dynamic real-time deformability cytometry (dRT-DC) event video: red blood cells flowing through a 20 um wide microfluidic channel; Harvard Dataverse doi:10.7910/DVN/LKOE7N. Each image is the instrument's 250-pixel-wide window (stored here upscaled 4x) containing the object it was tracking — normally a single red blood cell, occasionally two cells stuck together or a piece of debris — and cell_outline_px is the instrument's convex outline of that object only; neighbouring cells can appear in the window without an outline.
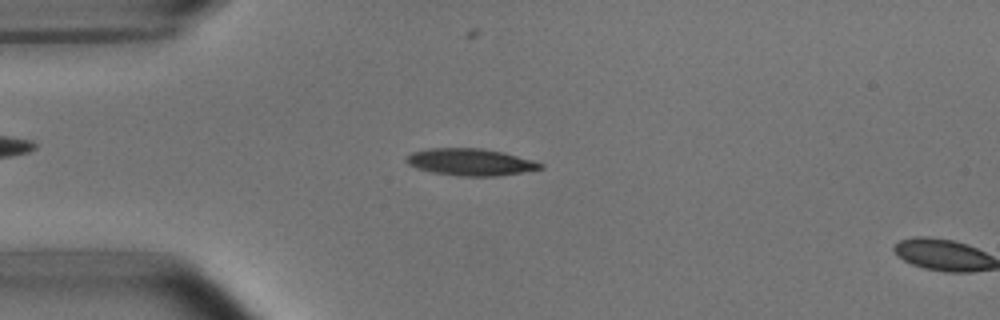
{"species": "common noctule bat (a hibernating species)", "species_latin": "Nyctalus noctula", "temperature_condition": "room temperature", "stored_images_in_passage": 4, "camera_frame_rate_fps": 3000, "um_per_image_px": 0.085, "animal": {"sex": "male", "body_mass_g": 15.6}, "frame": {"image": 1, "passage_image": 3, "time_ms": 2.333, "image_size_px": [1000, 320], "cell_outline_px": [[544, 168], [496, 176], [460, 176], [432, 172], [416, 168], [408, 164], [404, 160], [412, 152], [428, 148], [480, 148], [504, 152], [532, 160], [544, 164]], "centroid_in_image_um": [39.97, 13.77], "position_along_channel_um": 45.0, "area_um2": 20.98}}